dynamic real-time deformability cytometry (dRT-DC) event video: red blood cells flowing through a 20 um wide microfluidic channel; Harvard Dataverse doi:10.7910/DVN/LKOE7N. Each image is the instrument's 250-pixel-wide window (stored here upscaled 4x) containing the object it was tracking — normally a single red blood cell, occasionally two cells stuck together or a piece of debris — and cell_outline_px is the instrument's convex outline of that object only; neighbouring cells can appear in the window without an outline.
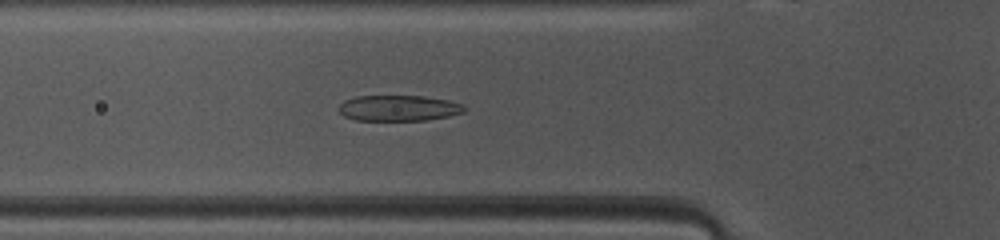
{"species": "common noctule bat (a hibernating species)", "species_latin": "Nyctalus noctula", "temperature_condition": "warm", "stored_images_in_passage": 42, "camera_frame_rate_fps": 3000, "um_per_image_px": 0.085, "animal": {"sex": "female", "body_mass_g": 10.0, "forearm_length_mm": 53.1}, "frame": {"image": 1, "passage_image": 10, "time_ms": 3.0, "image_size_px": [1000, 240], "cell_outline_px": [[464, 112], [448, 116], [424, 120], [356, 120], [344, 116], [340, 112], [340, 104], [344, 100], [356, 96], [424, 96], [448, 100], [464, 104]], "centroid_in_image_um": [33.88, 9.18], "position_along_channel_um": 91.9, "area_um2": 18.73}}
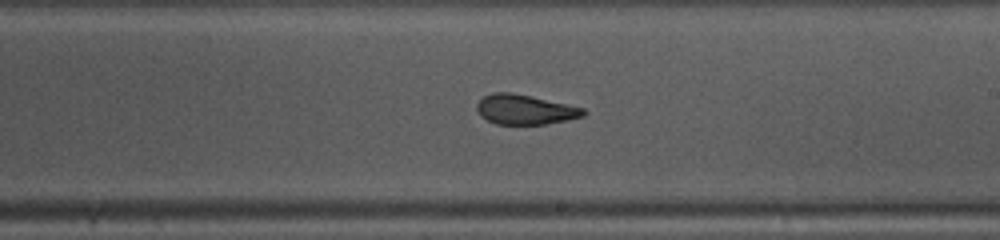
{"frame": {"image": 2, "passage_image": 21, "time_ms": 6.667, "image_size_px": [1000, 240], "cell_outline_px": [[588, 112], [584, 116], [568, 120], [544, 124], [496, 124], [480, 116], [476, 108], [476, 104], [484, 96], [492, 92], [512, 92], [532, 96], [568, 104], [584, 108]], "centroid_in_image_um": [44.64, 9.3], "position_along_channel_um": 244.4, "area_um2": 18.67}}
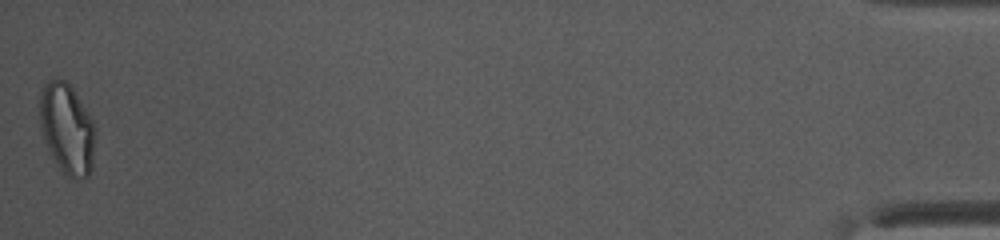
{"frame": {"image": 3, "passage_image": 42, "time_ms": 13.667, "image_size_px": [1000, 240], "cell_outline_px": [[96, 132], [92, 168], [88, 176], [68, 176], [60, 168], [48, 152], [44, 140], [40, 124], [40, 92], [44, 84], [48, 80], [64, 80], [72, 88], [92, 120], [96, 128]], "centroid_in_image_um": [5.69, 10.93], "position_along_channel_um": 429.5, "area_um2": 28.96}, "authors_computed_cell_mechanics": {"area_um2": 19.8543, "velocity_mm_per_s": 4.1362, "shape_relaxation_time_tau1_ms": 5.1583, "shape_relaxation_time_tau2_ms": 1.0244, "deformation_change_tau1": 0.182, "deformation_change_tau2": 0.0758}}